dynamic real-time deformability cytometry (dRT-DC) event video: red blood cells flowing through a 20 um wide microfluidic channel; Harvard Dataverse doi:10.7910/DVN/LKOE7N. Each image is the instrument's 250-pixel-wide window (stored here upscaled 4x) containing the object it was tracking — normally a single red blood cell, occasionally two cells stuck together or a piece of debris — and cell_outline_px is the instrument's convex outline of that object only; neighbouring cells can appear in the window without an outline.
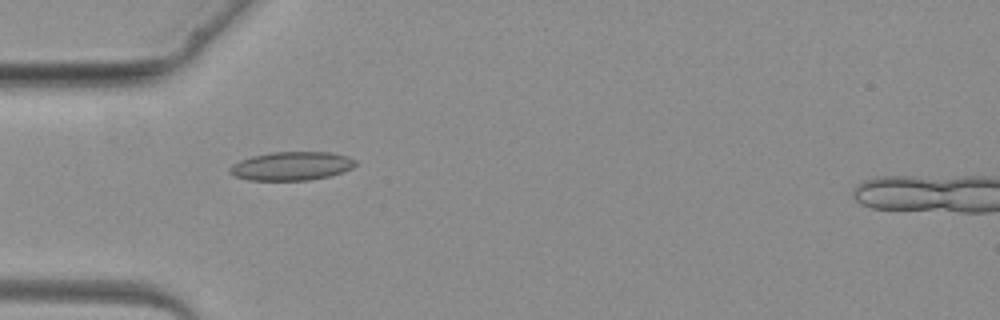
{"species": "common noctule bat (a hibernating species)", "species_latin": "Nyctalus noctula", "temperature_condition": "warm", "stored_images_in_passage": 4, "camera_frame_rate_fps": 3000, "um_per_image_px": 0.085, "animal": {"sex": "female", "body_mass_g": 19.3, "forearm_length_mm": 54.1}, "frame": {"image": 1, "passage_image": 4, "time_ms": 4.0, "image_size_px": [1000, 320], "cell_outline_px": [[356, 164], [352, 168], [344, 172], [328, 176], [308, 180], [248, 180], [236, 176], [228, 172], [228, 168], [232, 164], [240, 160], [252, 156], [272, 152], [332, 152], [348, 156], [356, 160]], "centroid_in_image_um": [24.79, 14.11], "position_along_channel_um": 60.2, "area_um2": 21.04}}